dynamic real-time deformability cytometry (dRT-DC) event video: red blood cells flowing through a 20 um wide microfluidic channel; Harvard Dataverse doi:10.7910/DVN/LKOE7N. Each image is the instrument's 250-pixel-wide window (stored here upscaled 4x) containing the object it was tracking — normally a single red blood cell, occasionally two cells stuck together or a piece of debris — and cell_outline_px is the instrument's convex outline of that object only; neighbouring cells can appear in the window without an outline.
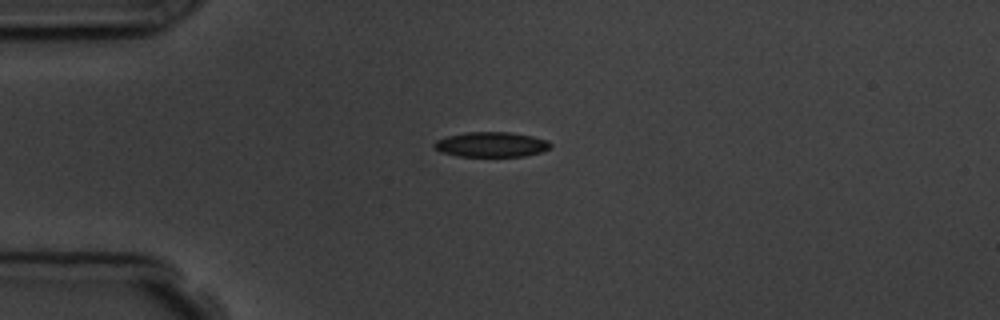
{"species": "common noctule bat (a hibernating species)", "species_latin": "Nyctalus noctula", "temperature_condition": "room temperature", "stored_images_in_passage": 2, "camera_frame_rate_fps": 3000, "um_per_image_px": 0.085, "animal": {"sex": "male", "body_mass_g": 19.5, "forearm_length_mm": 54.6}, "frame": {"image": 1, "passage_image": 1, "time_ms": 0.0, "image_size_px": [1000, 320], "cell_outline_px": [[552, 148], [540, 152], [524, 156], [460, 156], [440, 152], [432, 144], [436, 140], [448, 136], [464, 132], [508, 132], [532, 136], [548, 140], [552, 144]], "centroid_in_image_um": [41.78, 12.28], "position_along_channel_um": 43.2, "area_um2": 16.94}}